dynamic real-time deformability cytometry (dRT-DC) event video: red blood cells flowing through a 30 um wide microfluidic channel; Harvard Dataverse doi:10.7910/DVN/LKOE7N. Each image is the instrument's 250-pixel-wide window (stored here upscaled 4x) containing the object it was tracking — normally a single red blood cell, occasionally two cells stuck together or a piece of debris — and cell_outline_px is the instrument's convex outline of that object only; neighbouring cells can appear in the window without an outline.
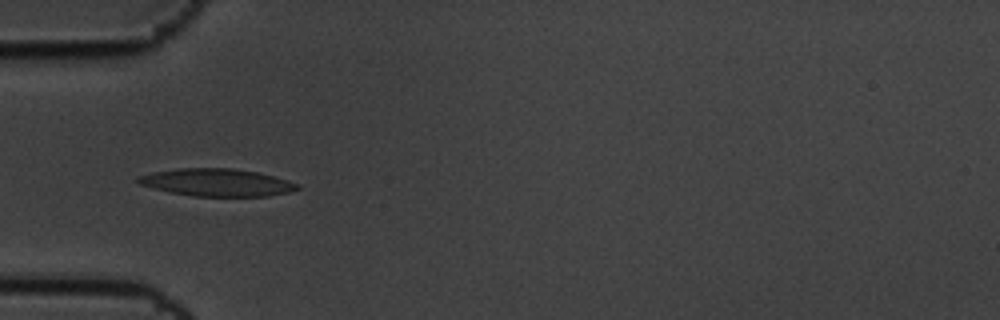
{"species": "common noctule bat (a hibernating species)", "species_latin": "Nyctalus noctula", "temperature_condition": "cold", "stored_images_in_passage": 8, "camera_frame_rate_fps": 3000, "um_per_image_px": 0.085, "animal": {"sex": "male", "body_mass_g": 19.5, "forearm_length_mm": 54.6}, "frame": {"image": 1, "passage_image": 5, "time_ms": 1.333, "image_size_px": [1000, 320], "cell_outline_px": [[300, 188], [288, 192], [268, 196], [192, 196], [172, 192], [140, 184], [136, 180], [136, 176], [152, 172], [176, 168], [232, 168], [256, 172], [288, 180], [300, 184]], "centroid_in_image_um": [18.43, 15.5], "position_along_channel_um": 66.6, "area_um2": 25.37}}
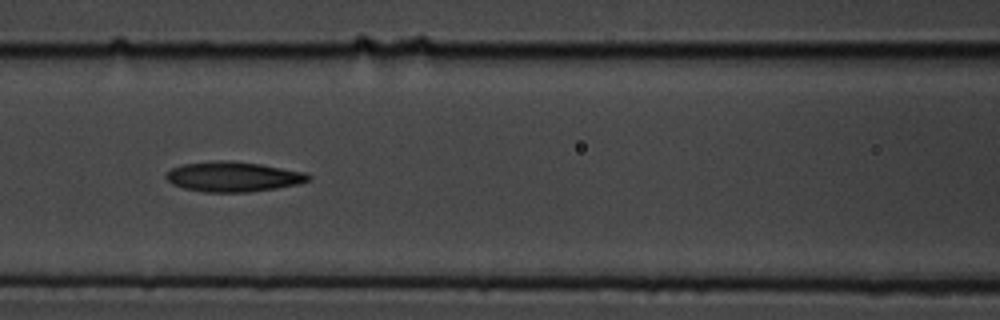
{"frame": {"image": 2, "passage_image": 7, "time_ms": 2.0, "image_size_px": [1000, 320], "cell_outline_px": [[312, 180], [300, 184], [276, 188], [248, 192], [204, 192], [184, 188], [172, 184], [164, 176], [172, 168], [184, 164], [220, 160], [232, 160], [260, 164], [304, 172], [312, 176]], "centroid_in_image_um": [19.85, 15.02], "position_along_channel_um": 146.7, "area_um2": 24.91}}
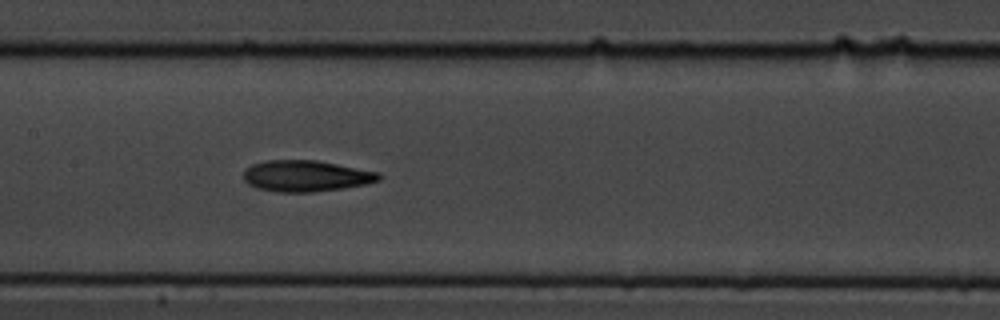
{"frame": {"image": 3, "passage_image": 8, "time_ms": 2.333, "image_size_px": [1000, 320], "cell_outline_px": [[384, 176], [380, 180], [364, 184], [344, 188], [312, 192], [276, 192], [256, 188], [248, 184], [244, 180], [244, 168], [252, 164], [264, 160], [316, 160], [380, 172]], "centroid_in_image_um": [26.0, 14.95], "position_along_channel_um": 181.4, "area_um2": 24.85}}